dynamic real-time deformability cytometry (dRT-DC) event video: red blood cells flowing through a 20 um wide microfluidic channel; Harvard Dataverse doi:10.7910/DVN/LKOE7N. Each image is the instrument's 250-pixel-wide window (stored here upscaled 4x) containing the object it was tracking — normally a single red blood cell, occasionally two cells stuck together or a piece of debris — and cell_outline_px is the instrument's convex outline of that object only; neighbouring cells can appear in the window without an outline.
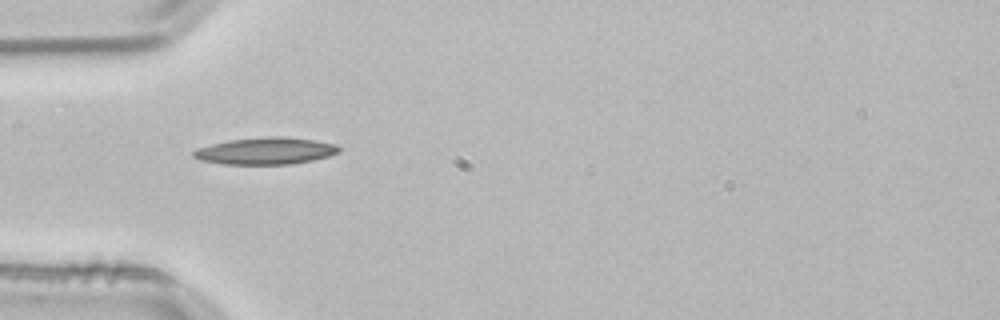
{"species": "common noctule bat (a hibernating species)", "species_latin": "Nyctalus noctula", "temperature_condition": "room temperature", "stored_images_in_passage": 3, "camera_frame_rate_fps": 3000, "um_per_image_px": 0.085, "animal": {"sex": "male", "body_mass_g": 21.5, "forearm_length_mm": 52.0}, "frame": {"image": 1, "passage_image": 3, "time_ms": 0.667, "image_size_px": [1000, 320], "cell_outline_px": [[340, 152], [328, 156], [312, 160], [292, 164], [224, 164], [200, 160], [192, 156], [192, 152], [196, 148], [228, 140], [272, 136], [284, 136], [316, 140], [336, 144], [340, 148]], "centroid_in_image_um": [22.58, 12.82], "position_along_channel_um": 62.4, "area_um2": 22.89}}